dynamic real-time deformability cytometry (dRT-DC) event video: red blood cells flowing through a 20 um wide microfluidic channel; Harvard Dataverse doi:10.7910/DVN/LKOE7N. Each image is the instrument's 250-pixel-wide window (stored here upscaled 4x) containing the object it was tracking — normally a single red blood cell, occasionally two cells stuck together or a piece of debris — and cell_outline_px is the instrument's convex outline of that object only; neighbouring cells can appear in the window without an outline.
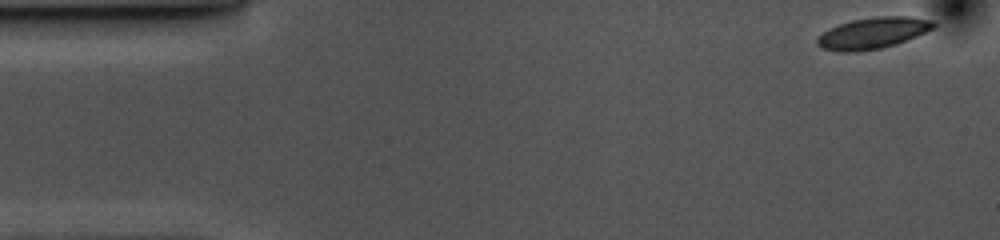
{"species": "common noctule bat (a hibernating species)", "species_latin": "Nyctalus noctula", "temperature_condition": "cold", "stored_images_in_passage": 54, "camera_frame_rate_fps": 3000, "um_per_image_px": 0.085, "animal": {"sex": "female", "body_mass_g": 10.0, "forearm_length_mm": 53.1}, "frame": {"image": 1, "passage_image": 1, "time_ms": 0.0, "image_size_px": [1000, 240], "cell_outline_px": [[936, 28], [896, 44], [880, 48], [856, 52], [840, 52], [824, 48], [816, 44], [816, 36], [840, 24], [852, 20], [876, 16], [912, 16], [936, 20]], "centroid_in_image_um": [74.25, 2.8], "position_along_channel_um": 10.8, "area_um2": 21.33}}
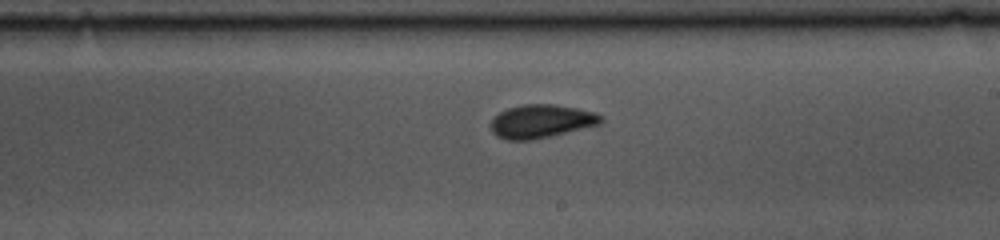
{"frame": {"image": 2, "passage_image": 29, "time_ms": 9.333, "image_size_px": [1000, 240], "cell_outline_px": [[604, 120], [600, 124], [532, 140], [504, 140], [496, 136], [492, 132], [492, 120], [500, 112], [508, 108], [524, 104], [552, 104], [576, 108], [596, 112], [604, 116]], "centroid_in_image_um": [46.02, 10.31], "position_along_channel_um": 243.0, "area_um2": 21.33}}
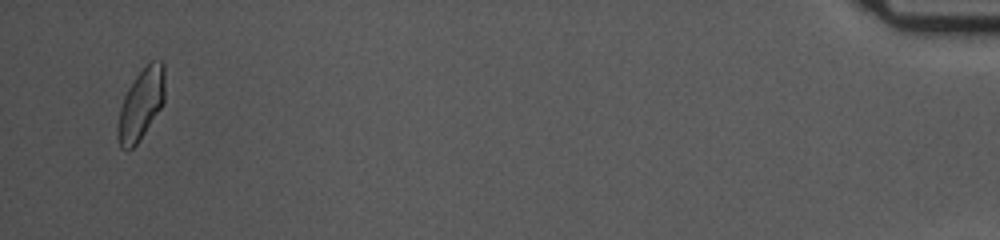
{"frame": {"image": 3, "passage_image": 52, "time_ms": 17.0, "image_size_px": [1000, 240], "cell_outline_px": [[164, 100], [160, 108], [140, 140], [128, 152], [120, 148], [116, 136], [116, 124], [120, 108], [124, 96], [128, 88], [136, 76], [152, 60], [164, 60]], "centroid_in_image_um": [11.95, 8.91], "position_along_channel_um": 423.2, "area_um2": 19.59}, "authors_computed_cell_mechanics": {"area_um2": 20.7791, "velocity_mm_per_s": 3.5444, "shape_relaxation_time_tau1_ms": 3.3387, "shape_relaxation_time_tau2_ms": 1.5495, "deformation_change_tau1": 0.0903, "deformation_change_tau2": 0.0547}}